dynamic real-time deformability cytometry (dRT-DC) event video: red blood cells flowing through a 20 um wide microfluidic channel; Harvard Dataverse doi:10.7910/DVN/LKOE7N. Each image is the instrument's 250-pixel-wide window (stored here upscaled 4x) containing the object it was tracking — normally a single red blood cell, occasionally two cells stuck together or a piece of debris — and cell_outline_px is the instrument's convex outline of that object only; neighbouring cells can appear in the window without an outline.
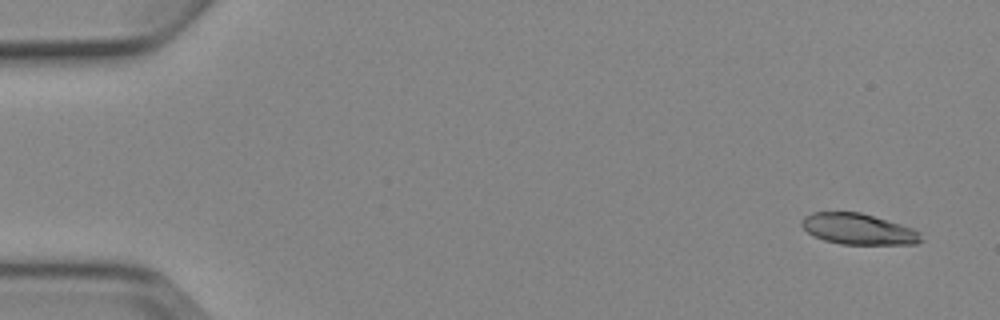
{"species": "Egyptian fruit bat (a non-hibernating species)", "species_latin": "Rousettus aegyptiacus", "temperature_condition": "cold", "stored_images_in_passage": 6, "camera_frame_rate_fps": 3000, "um_per_image_px": 0.085, "animal": {"sex": "female"}, "frame": {"image": 1, "passage_image": 1, "time_ms": 0.0, "image_size_px": [1000, 320], "cell_outline_px": [[924, 240], [916, 244], [840, 244], [824, 240], [808, 232], [800, 224], [800, 220], [804, 216], [812, 212], [860, 212], [900, 224], [912, 228], [920, 232]], "centroid_in_image_um": [72.96, 19.47], "position_along_channel_um": 12.0, "area_um2": 21.5}}
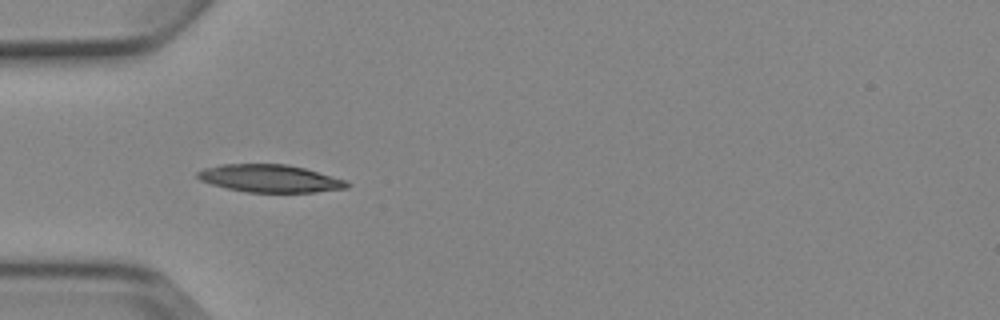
{"frame": {"image": 2, "passage_image": 5, "time_ms": 4.667, "image_size_px": [1000, 320], "cell_outline_px": [[352, 184], [348, 188], [316, 192], [248, 192], [228, 188], [212, 184], [200, 180], [196, 176], [196, 172], [204, 168], [220, 164], [288, 164], [304, 168], [344, 180]], "centroid_in_image_um": [22.93, 15.16], "position_along_channel_um": 62.1, "area_um2": 23.93}}
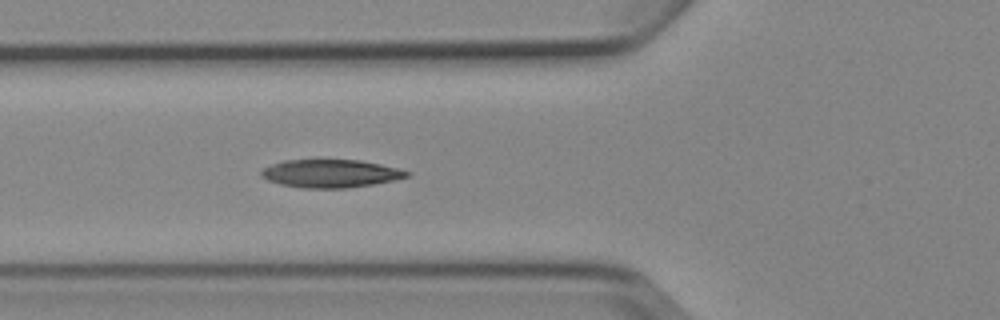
{"frame": {"image": 3, "passage_image": 6, "time_ms": 5.667, "image_size_px": [1000, 320], "cell_outline_px": [[412, 172], [408, 176], [392, 180], [372, 184], [348, 188], [304, 188], [280, 184], [268, 180], [260, 176], [260, 172], [264, 168], [272, 164], [284, 160], [320, 156], [360, 160], [380, 164]], "centroid_in_image_um": [28.04, 14.69], "position_along_channel_um": 97.8, "area_um2": 24.68}}